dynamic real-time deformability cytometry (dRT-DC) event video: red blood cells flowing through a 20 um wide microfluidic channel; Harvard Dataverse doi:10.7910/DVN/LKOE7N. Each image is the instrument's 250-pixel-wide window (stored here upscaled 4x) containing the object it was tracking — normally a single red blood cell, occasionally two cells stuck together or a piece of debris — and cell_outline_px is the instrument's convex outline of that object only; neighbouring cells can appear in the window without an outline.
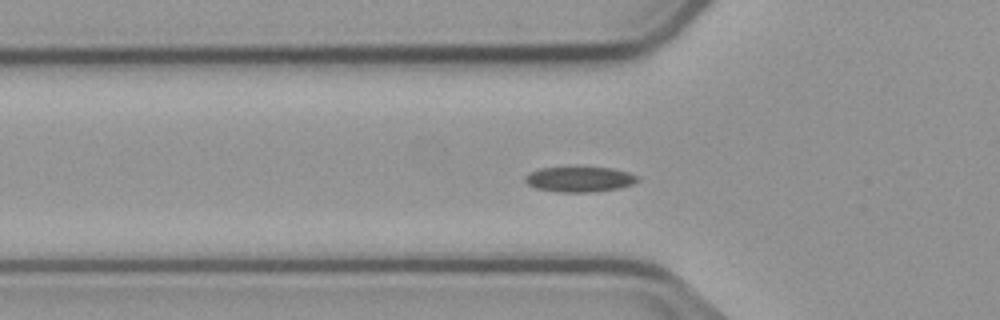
{"species": "common noctule bat (a hibernating species)", "species_latin": "Nyctalus noctula", "temperature_condition": "cold", "stored_images_in_passage": 30, "camera_frame_rate_fps": 3000, "um_per_image_px": 0.085, "animal": {"sex": "male", "body_mass_g": 23.1, "forearm_length_mm": 52.7}, "frame": {"image": 1, "passage_image": 4, "time_ms": 1.0, "image_size_px": [1000, 320], "cell_outline_px": [[640, 180], [632, 184], [620, 188], [596, 192], [556, 192], [536, 188], [528, 184], [524, 180], [524, 176], [528, 172], [540, 168], [612, 168], [628, 172], [640, 176]], "centroid_in_image_um": [49.27, 15.25], "position_along_channel_um": 76.5, "area_um2": 16.65}}
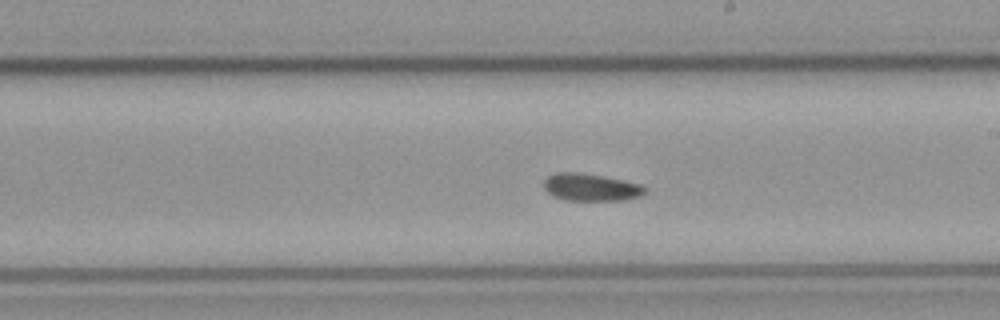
{"frame": {"image": 2, "passage_image": 17, "time_ms": 5.333, "image_size_px": [1000, 320], "cell_outline_px": [[648, 192], [640, 196], [624, 200], [568, 200], [552, 196], [544, 188], [544, 180], [548, 176], [556, 172], [580, 172], [640, 184], [648, 188]], "centroid_in_image_um": [50.23, 15.92], "position_along_channel_um": 238.8, "area_um2": 16.07}}
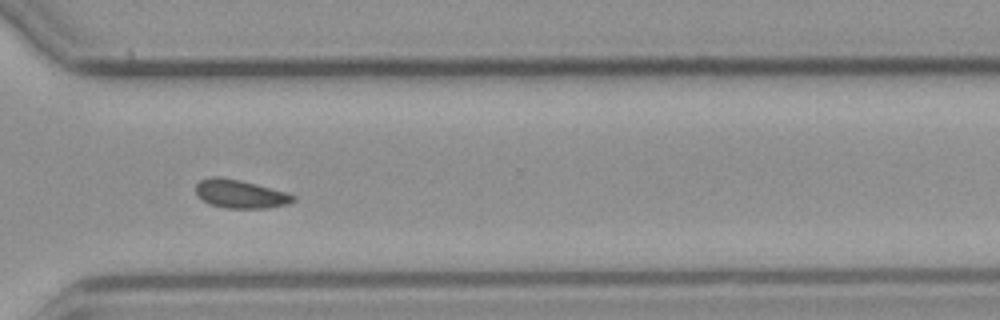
{"frame": {"image": 3, "passage_image": 26, "time_ms": 8.333, "image_size_px": [1000, 320], "cell_outline_px": [[296, 200], [288, 204], [268, 208], [224, 208], [208, 204], [196, 192], [196, 184], [200, 180], [212, 176], [220, 176], [240, 180], [256, 184], [284, 192], [296, 196]], "centroid_in_image_um": [20.42, 16.49], "position_along_channel_um": 350.2, "area_um2": 16.07}, "authors_computed_cell_mechanics": {"area_um2": 16.3285, "velocity_mm_per_s": 3.7158, "shape_relaxation_time_tau1_ms": 9.238, "shape_relaxation_time_tau2_ms": 8.8732, "deformation_change_tau1": 0.1191, "deformation_change_tau2": 0.1261}}